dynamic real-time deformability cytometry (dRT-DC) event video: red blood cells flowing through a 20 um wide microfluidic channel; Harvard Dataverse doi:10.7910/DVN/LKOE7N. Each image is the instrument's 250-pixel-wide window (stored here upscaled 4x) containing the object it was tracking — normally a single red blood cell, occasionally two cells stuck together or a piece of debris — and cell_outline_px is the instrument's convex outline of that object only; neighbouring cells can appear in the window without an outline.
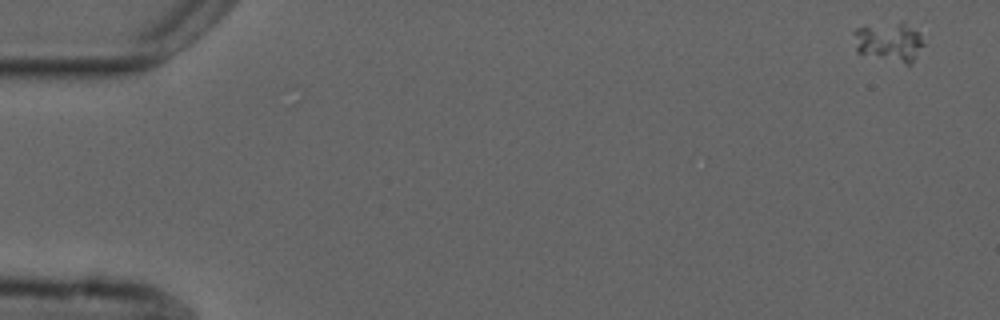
{"species": "common noctule bat (a hibernating species)", "species_latin": "Nyctalus noctula", "temperature_condition": "cold", "stored_images_in_passage": 9, "camera_frame_rate_fps": 3000, "um_per_image_px": 0.085, "animal": {"sex": "male", "forearm_length_mm": 52.5}, "frame": {"image": 1, "passage_image": 1, "time_ms": 0.0, "image_size_px": [1000, 320], "cell_outline_px": [[924, 44], [912, 64], [904, 64], [856, 52], [852, 32], [856, 28], [904, 20], [920, 36]], "centroid_in_image_um": [75.56, 3.55], "position_along_channel_um": 9.4, "area_um2": 16.13}}
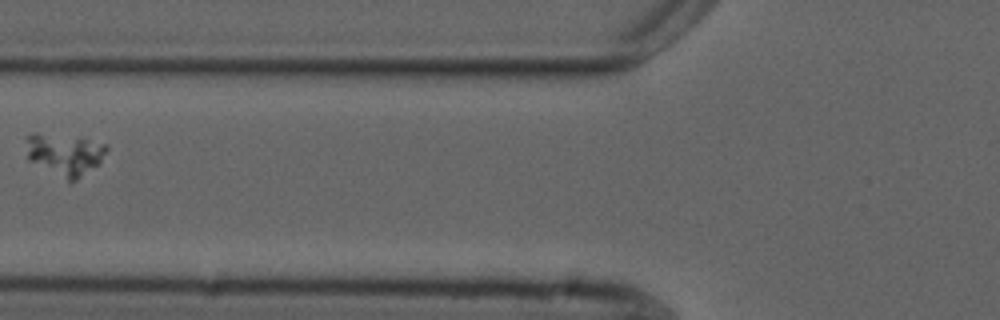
{"frame": {"image": 2, "passage_image": 6, "time_ms": 7.0, "image_size_px": [1000, 320], "cell_outline_px": [[108, 148], [100, 164], [76, 180], [68, 180], [28, 160], [28, 136], [32, 132], [36, 132], [88, 140], [108, 144]], "centroid_in_image_um": [5.54, 13.12], "position_along_channel_um": 120.3, "area_um2": 19.07}}
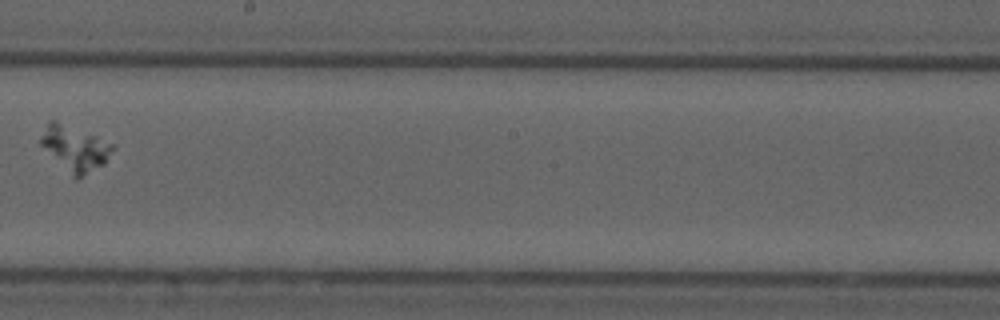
{"frame": {"image": 3, "passage_image": 9, "time_ms": 10.333, "image_size_px": [1000, 320], "cell_outline_px": [[112, 148], [104, 164], [76, 180], [40, 144], [40, 140], [48, 120], [52, 120], [96, 136], [112, 144]], "centroid_in_image_um": [6.35, 12.63], "position_along_channel_um": 241.8, "area_um2": 18.09}}